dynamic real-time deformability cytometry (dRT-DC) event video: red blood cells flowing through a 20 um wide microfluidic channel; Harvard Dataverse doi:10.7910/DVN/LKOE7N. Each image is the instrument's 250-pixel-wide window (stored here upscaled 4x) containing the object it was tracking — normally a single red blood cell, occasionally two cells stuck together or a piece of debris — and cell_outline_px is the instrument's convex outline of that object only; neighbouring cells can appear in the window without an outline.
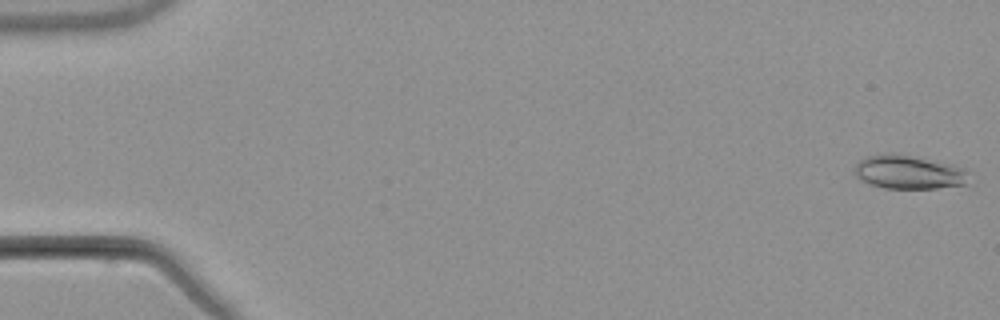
{"species": "common noctule bat (a hibernating species)", "species_latin": "Nyctalus noctula", "temperature_condition": "warm", "stored_images_in_passage": 4, "camera_frame_rate_fps": 3000, "um_per_image_px": 0.085, "animal": {"sex": "male", "body_mass_g": 21.5, "forearm_length_mm": 52.0}, "frame": {"image": 1, "passage_image": 1, "time_ms": 0.0, "image_size_px": [1000, 320], "cell_outline_px": [[968, 184], [936, 188], [884, 188], [860, 180], [852, 172], [852, 168], [864, 156], [884, 152], [908, 156], [952, 164], [964, 168]], "centroid_in_image_um": [77.15, 14.63], "position_along_channel_um": 7.8, "area_um2": 22.37}}